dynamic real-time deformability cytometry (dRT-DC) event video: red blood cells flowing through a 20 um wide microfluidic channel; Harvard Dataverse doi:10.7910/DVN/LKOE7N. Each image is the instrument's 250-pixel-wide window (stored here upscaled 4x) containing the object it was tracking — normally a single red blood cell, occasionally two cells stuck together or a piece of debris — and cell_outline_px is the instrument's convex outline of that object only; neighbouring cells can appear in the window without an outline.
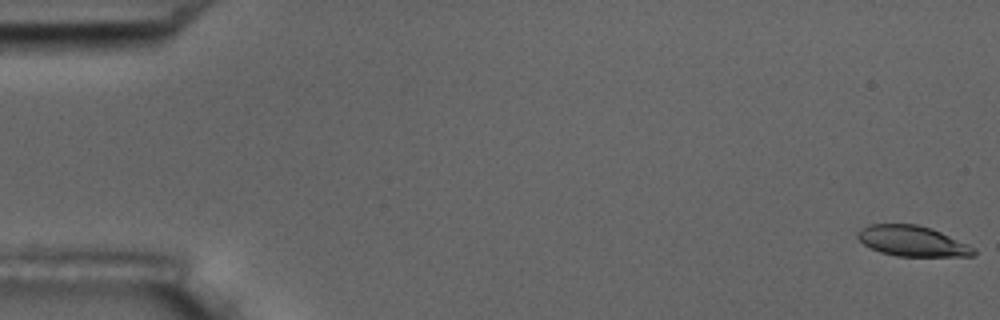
{"species": "common noctule bat (a hibernating species)", "species_latin": "Nyctalus noctula", "temperature_condition": "room temperature", "stored_images_in_passage": 5, "camera_frame_rate_fps": 3000, "um_per_image_px": 0.085, "animal": {"sex": "male", "body_mass_g": 17.5, "forearm_length_mm": 52.3}, "frame": {"image": 1, "passage_image": 1, "time_ms": 0.0, "image_size_px": [1000, 320], "cell_outline_px": [[976, 252], [972, 256], [896, 256], [880, 252], [864, 244], [856, 236], [856, 232], [860, 228], [868, 224], [916, 224], [932, 228], [968, 244]], "centroid_in_image_um": [77.51, 20.48], "position_along_channel_um": 7.5, "area_um2": 20.58}}